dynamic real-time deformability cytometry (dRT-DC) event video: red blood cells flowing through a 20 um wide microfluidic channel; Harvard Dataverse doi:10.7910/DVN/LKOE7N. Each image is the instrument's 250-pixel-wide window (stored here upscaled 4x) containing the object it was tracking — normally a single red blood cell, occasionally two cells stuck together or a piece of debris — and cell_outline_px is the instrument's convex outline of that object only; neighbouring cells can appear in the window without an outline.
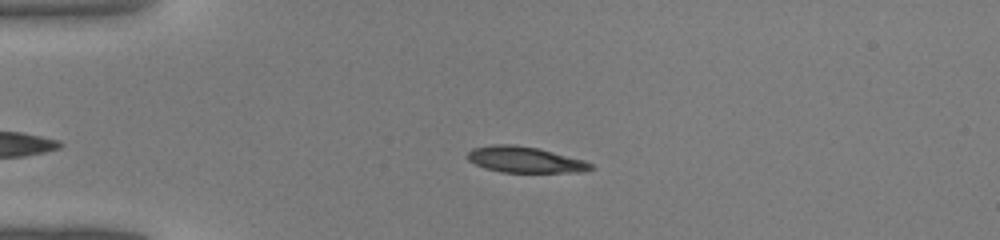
{"species": "common noctule bat (a hibernating species)", "species_latin": "Nyctalus noctula", "temperature_condition": "warm", "stored_images_in_passage": 27, "camera_frame_rate_fps": 3000, "um_per_image_px": 0.085, "animal": {"sex": "male", "body_mass_g": 19.0, "forearm_length_mm": 50.8}, "frame": {"image": 1, "passage_image": 3, "time_ms": 0.667, "image_size_px": [1000, 240], "cell_outline_px": [[596, 168], [584, 172], [500, 172], [484, 168], [468, 160], [468, 152], [472, 148], [492, 144], [512, 144], [536, 148], [584, 160], [592, 164]], "centroid_in_image_um": [44.62, 13.58], "position_along_channel_um": 40.4, "area_um2": 18.61}}
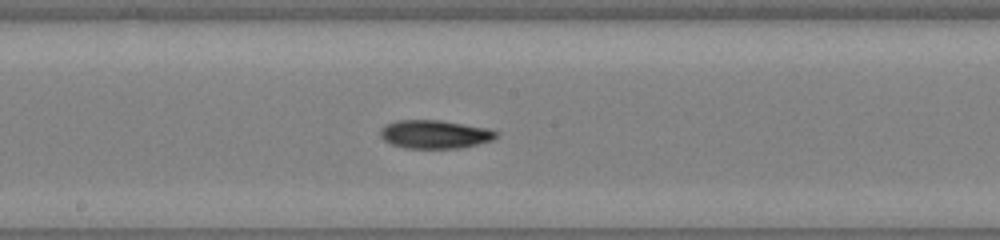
{"frame": {"image": 2, "passage_image": 16, "time_ms": 5.0, "image_size_px": [1000, 240], "cell_outline_px": [[496, 136], [492, 140], [476, 144], [456, 148], [404, 148], [392, 144], [384, 140], [380, 136], [380, 128], [384, 124], [396, 120], [440, 120], [488, 128], [496, 132]], "centroid_in_image_um": [36.89, 11.4], "position_along_channel_um": 211.3, "area_um2": 19.07}}
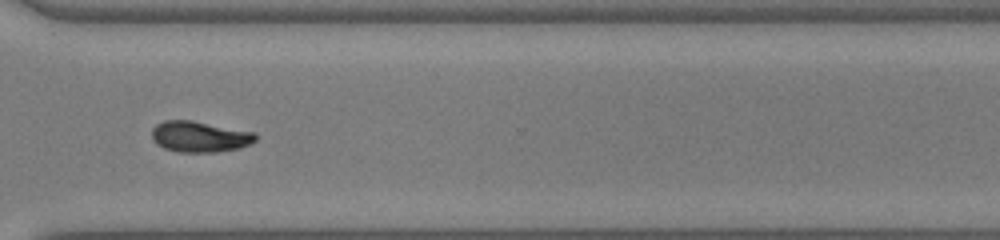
{"frame": {"image": 3, "passage_image": 25, "time_ms": 8.0, "image_size_px": [1000, 240], "cell_outline_px": [[256, 140], [252, 144], [240, 148], [212, 152], [180, 152], [164, 148], [156, 144], [152, 140], [152, 128], [156, 124], [164, 120], [192, 120], [256, 132]], "centroid_in_image_um": [16.98, 11.61], "position_along_channel_um": 353.6, "area_um2": 18.9}}